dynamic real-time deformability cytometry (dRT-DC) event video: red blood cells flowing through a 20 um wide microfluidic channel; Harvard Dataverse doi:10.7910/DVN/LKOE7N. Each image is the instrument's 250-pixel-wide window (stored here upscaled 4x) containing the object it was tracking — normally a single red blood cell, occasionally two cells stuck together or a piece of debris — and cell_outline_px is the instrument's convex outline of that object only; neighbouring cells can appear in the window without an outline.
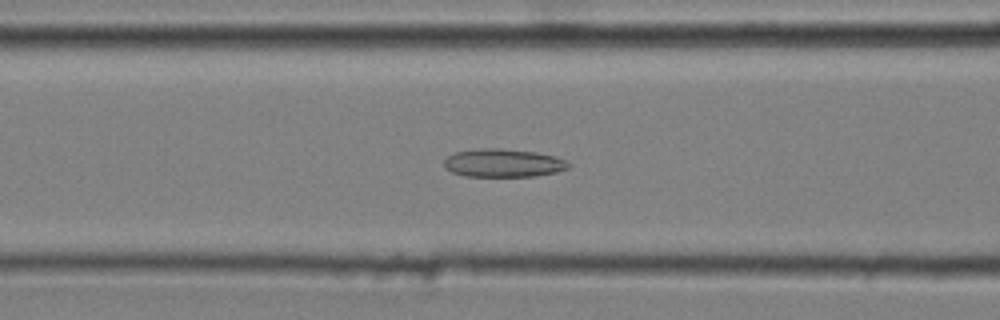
{"species": "common noctule bat (a hibernating species)", "species_latin": "Nyctalus noctula", "temperature_condition": "cold", "stored_images_in_passage": 51, "camera_frame_rate_fps": 3000, "um_per_image_px": 0.085, "animal": {"sex": "male", "body_mass_g": 20.4}, "frame": {"image": 1, "passage_image": 20, "time_ms": 6.333, "image_size_px": [1000, 320], "cell_outline_px": [[572, 164], [568, 168], [556, 172], [536, 176], [464, 176], [452, 172], [444, 168], [444, 160], [448, 156], [456, 152], [484, 148], [500, 148], [536, 152], [556, 156], [568, 160]], "centroid_in_image_um": [42.82, 13.85], "position_along_channel_um": 123.8, "area_um2": 20.58}}
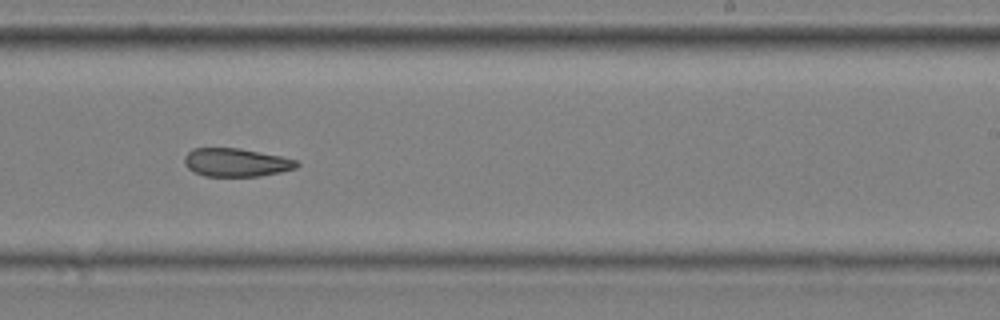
{"frame": {"image": 2, "passage_image": 32, "time_ms": 10.333, "image_size_px": [1000, 320], "cell_outline_px": [[300, 164], [296, 168], [280, 172], [260, 176], [204, 176], [192, 172], [184, 164], [184, 156], [192, 148], [240, 148], [280, 156], [296, 160]], "centroid_in_image_um": [20.04, 13.81], "position_along_channel_um": 269.0, "area_um2": 18.61}}
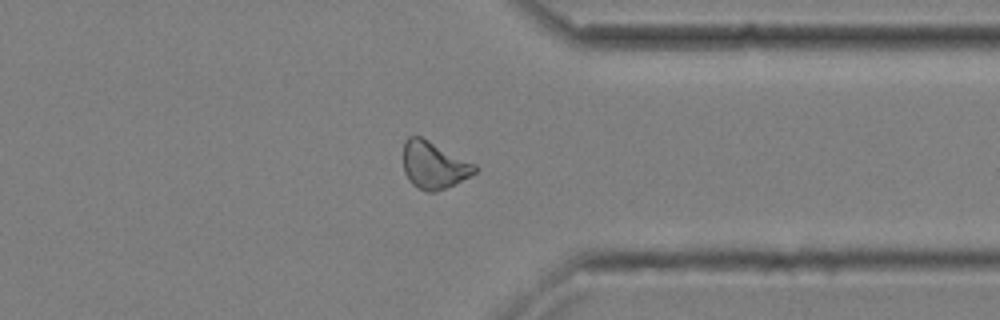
{"frame": {"image": 3, "passage_image": 41, "time_ms": 13.333, "image_size_px": [1000, 320], "cell_outline_px": [[480, 168], [476, 172], [436, 192], [428, 192], [412, 184], [408, 180], [404, 172], [404, 140], [408, 136], [420, 136], [476, 164]], "centroid_in_image_um": [36.86, 14.02], "position_along_channel_um": 374.5, "area_um2": 19.42}, "authors_computed_cell_mechanics": {"area_um2": 20.0566, "velocity_mm_per_s": 3.6353, "shape_relaxation_time_tau1_ms": null, "shape_relaxation_time_tau2_ms": 6.2708, "deformation_change_tau1": null, "deformation_change_tau2": 0.1419}}